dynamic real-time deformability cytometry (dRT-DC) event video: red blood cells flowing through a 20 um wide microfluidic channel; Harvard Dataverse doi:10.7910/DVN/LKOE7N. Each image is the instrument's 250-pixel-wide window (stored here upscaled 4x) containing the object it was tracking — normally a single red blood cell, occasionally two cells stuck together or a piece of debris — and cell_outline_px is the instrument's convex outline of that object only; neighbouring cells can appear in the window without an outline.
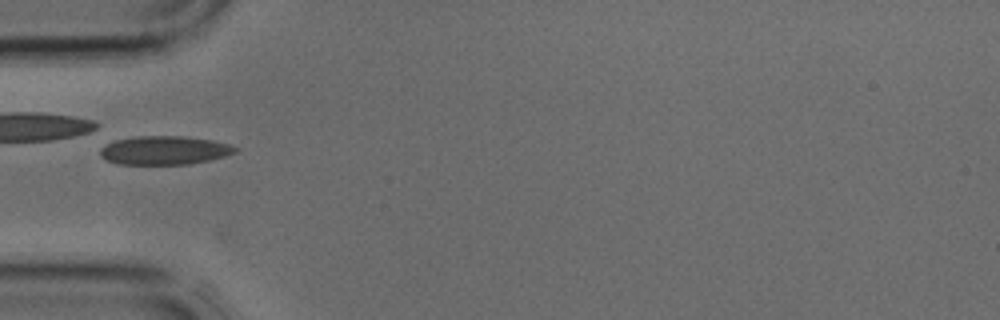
{"species": "common noctule bat (a hibernating species)", "species_latin": "Nyctalus noctula", "temperature_condition": "cold", "stored_images_in_passage": 3, "camera_frame_rate_fps": 3000, "um_per_image_px": 0.085, "animal": {"sex": "male", "body_mass_g": 17.9, "forearm_length_mm": 54.2}, "frame": {"image": 1, "passage_image": 3, "time_ms": 0.667, "image_size_px": [1000, 320], "cell_outline_px": [[240, 148], [236, 152], [224, 156], [208, 160], [188, 164], [116, 164], [100, 156], [100, 148], [116, 140], [136, 136], [184, 136], [212, 140], [232, 144]], "centroid_in_image_um": [14.01, 12.77], "position_along_channel_um": 71.0, "area_um2": 22.54}}